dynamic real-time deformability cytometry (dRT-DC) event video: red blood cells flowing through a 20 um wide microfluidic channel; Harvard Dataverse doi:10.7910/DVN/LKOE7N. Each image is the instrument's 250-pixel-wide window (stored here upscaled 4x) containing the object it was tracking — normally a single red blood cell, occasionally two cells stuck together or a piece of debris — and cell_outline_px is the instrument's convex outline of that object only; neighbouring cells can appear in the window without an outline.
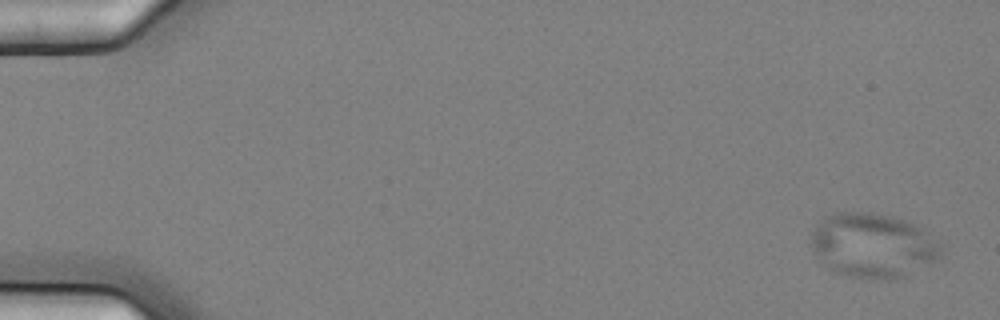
{"species": "common noctule bat (a hibernating species)", "species_latin": "Nyctalus noctula", "temperature_condition": "cold", "stored_images_in_passage": 5, "camera_frame_rate_fps": 3000, "um_per_image_px": 0.085, "animal": {"sex": "female", "body_mass_g": 25.1}, "frame": {"image": 1, "passage_image": 1, "time_ms": 0.0, "image_size_px": [1000, 320], "cell_outline_px": [[944, 252], [940, 260], [900, 276], [888, 280], [884, 280], [844, 276], [832, 272], [824, 268], [812, 252], [812, 232], [816, 224], [824, 216], [832, 212], [872, 212], [908, 220], [928, 232], [940, 240], [944, 244]], "centroid_in_image_um": [74.2, 20.86], "position_along_channel_um": 10.8, "area_um2": 50.05}}
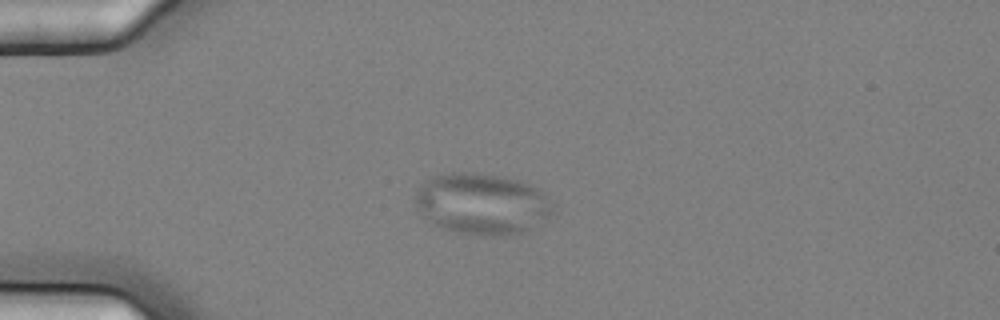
{"frame": {"image": 2, "passage_image": 4, "time_ms": 1.0, "image_size_px": [1000, 320], "cell_outline_px": [[552, 208], [548, 216], [528, 228], [520, 232], [500, 236], [492, 236], [456, 232], [440, 228], [432, 224], [416, 208], [416, 192], [420, 184], [424, 180], [432, 176], [452, 172], [472, 172], [496, 176], [516, 180], [532, 184], [548, 196], [552, 204]], "centroid_in_image_um": [40.9, 17.31], "position_along_channel_um": 44.1, "area_um2": 48.78}}